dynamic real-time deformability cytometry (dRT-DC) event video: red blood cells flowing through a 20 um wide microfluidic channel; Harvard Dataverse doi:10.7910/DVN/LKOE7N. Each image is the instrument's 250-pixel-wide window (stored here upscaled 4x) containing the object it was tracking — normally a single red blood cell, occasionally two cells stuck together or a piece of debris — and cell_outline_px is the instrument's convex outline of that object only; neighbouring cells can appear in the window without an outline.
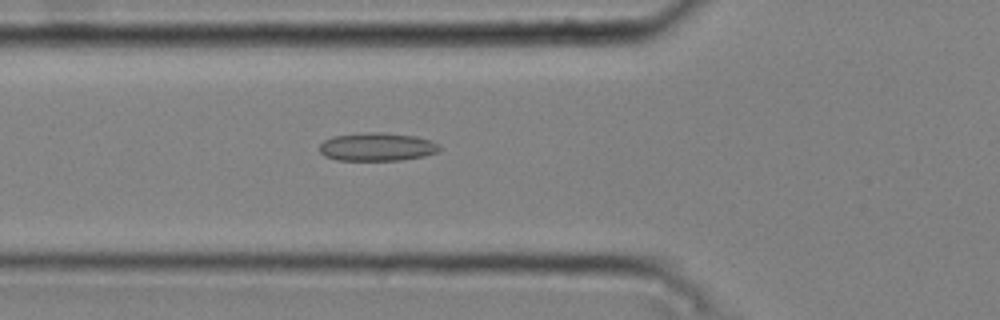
{"species": "common noctule bat (a hibernating species)", "species_latin": "Nyctalus noctula", "temperature_condition": "cold", "stored_images_in_passage": 49, "camera_frame_rate_fps": 3000, "um_per_image_px": 0.085, "animal": {"sex": "male", "body_mass_g": 20.4}, "frame": {"image": 1, "passage_image": 19, "time_ms": 6.0, "image_size_px": [1000, 320], "cell_outline_px": [[440, 148], [436, 152], [424, 156], [400, 160], [336, 160], [324, 156], [320, 152], [320, 144], [324, 140], [332, 136], [368, 132], [380, 132], [416, 136], [432, 140], [440, 144]], "centroid_in_image_um": [32.05, 12.48], "position_along_channel_um": 93.8, "area_um2": 19.83}}
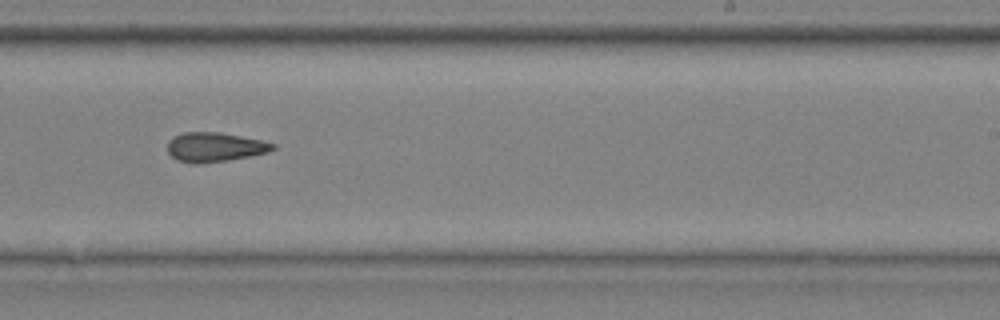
{"frame": {"image": 2, "passage_image": 33, "time_ms": 10.667, "image_size_px": [1000, 320], "cell_outline_px": [[276, 148], [268, 152], [252, 156], [228, 160], [196, 164], [176, 160], [168, 152], [168, 140], [172, 136], [184, 132], [220, 132], [264, 140], [276, 144]], "centroid_in_image_um": [18.27, 12.49], "position_along_channel_um": 270.7, "area_um2": 18.26}}
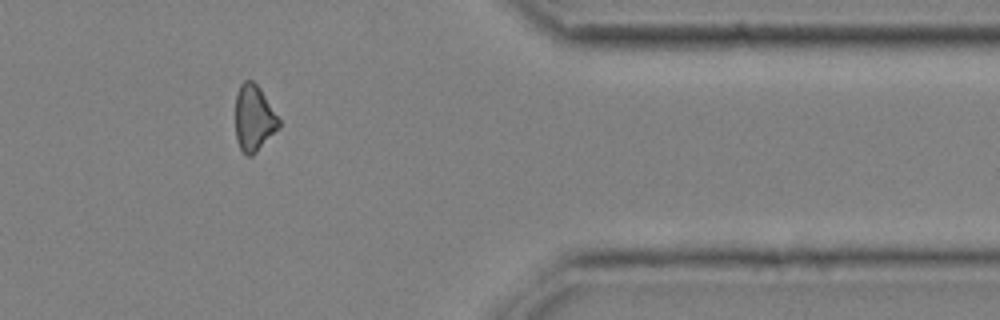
{"frame": {"image": 3, "passage_image": 44, "time_ms": 14.333, "image_size_px": [1000, 320], "cell_outline_px": [[280, 128], [252, 156], [248, 156], [240, 148], [236, 140], [236, 96], [240, 84], [244, 80], [252, 80], [260, 88], [280, 120]], "centroid_in_image_um": [21.59, 10.05], "position_along_channel_um": 389.8, "area_um2": 16.7}, "authors_computed_cell_mechanics": {"area_um2": 18.2648, "velocity_mm_per_s": 3.7939, "shape_relaxation_time_tau1_ms": null, "shape_relaxation_time_tau2_ms": 5.5938, "deformation_change_tau1": null, "deformation_change_tau2": 0.1461}}